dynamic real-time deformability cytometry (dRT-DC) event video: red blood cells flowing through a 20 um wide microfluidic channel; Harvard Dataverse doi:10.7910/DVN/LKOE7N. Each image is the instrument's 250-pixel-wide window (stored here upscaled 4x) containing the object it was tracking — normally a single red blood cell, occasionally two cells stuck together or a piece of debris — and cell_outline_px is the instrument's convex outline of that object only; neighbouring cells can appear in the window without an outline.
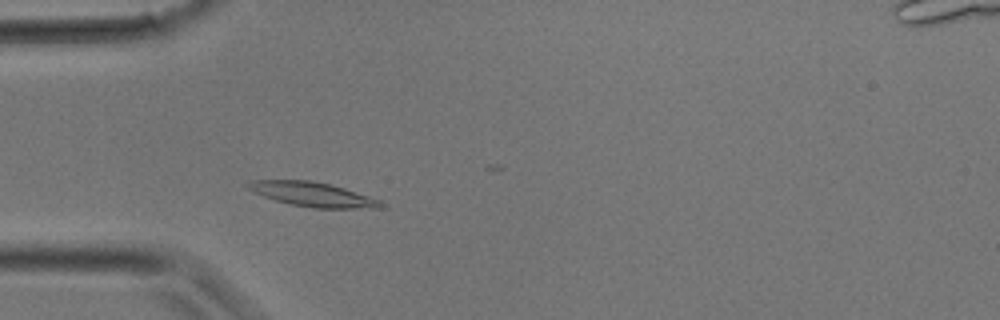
{"species": "common noctule bat (a hibernating species)", "species_latin": "Nyctalus noctula", "temperature_condition": "room temperature", "stored_images_in_passage": 12, "camera_frame_rate_fps": 3000, "um_per_image_px": 0.085, "animal": {"sex": "male", "body_mass_g": 17.9}, "frame": {"image": 1, "passage_image": 5, "time_ms": 1.333, "image_size_px": [1000, 320], "cell_outline_px": [[384, 208], [312, 208], [292, 204], [276, 200], [264, 196], [248, 188], [244, 184], [252, 180], [312, 180], [332, 184], [380, 200], [384, 204]], "centroid_in_image_um": [26.6, 16.51], "position_along_channel_um": 58.4, "area_um2": 18.79}}
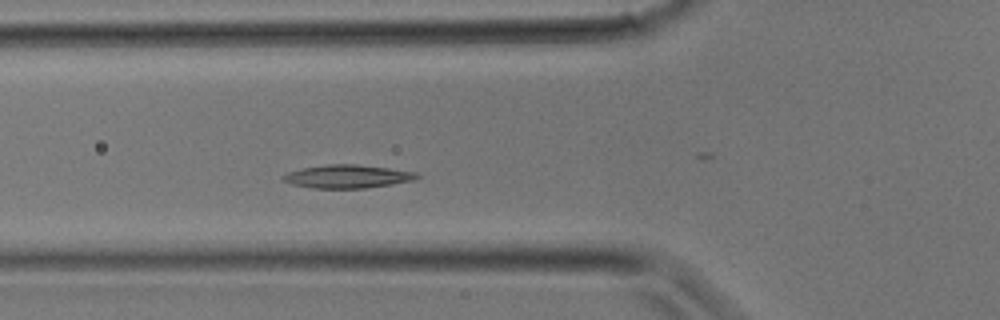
{"frame": {"image": 2, "passage_image": 7, "time_ms": 2.0, "image_size_px": [1000, 320], "cell_outline_px": [[420, 176], [416, 180], [392, 184], [364, 188], [312, 188], [292, 184], [284, 180], [280, 176], [288, 172], [304, 168], [328, 164], [356, 164], [388, 168], [416, 172]], "centroid_in_image_um": [29.55, 15.0], "position_along_channel_um": 96.2, "area_um2": 18.03}}
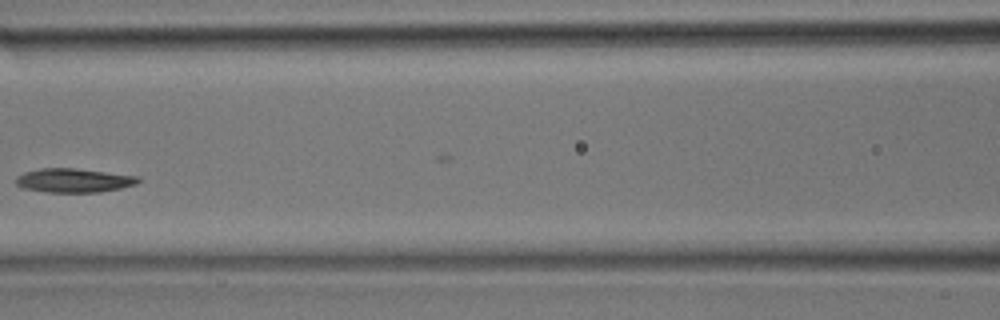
{"frame": {"image": 3, "passage_image": 10, "time_ms": 3.0, "image_size_px": [1000, 320], "cell_outline_px": [[140, 180], [136, 184], [120, 188], [100, 192], [48, 192], [24, 188], [16, 184], [16, 176], [24, 172], [40, 168], [72, 168], [140, 176]], "centroid_in_image_um": [6.27, 15.33], "position_along_channel_um": 160.3, "area_um2": 16.99}}